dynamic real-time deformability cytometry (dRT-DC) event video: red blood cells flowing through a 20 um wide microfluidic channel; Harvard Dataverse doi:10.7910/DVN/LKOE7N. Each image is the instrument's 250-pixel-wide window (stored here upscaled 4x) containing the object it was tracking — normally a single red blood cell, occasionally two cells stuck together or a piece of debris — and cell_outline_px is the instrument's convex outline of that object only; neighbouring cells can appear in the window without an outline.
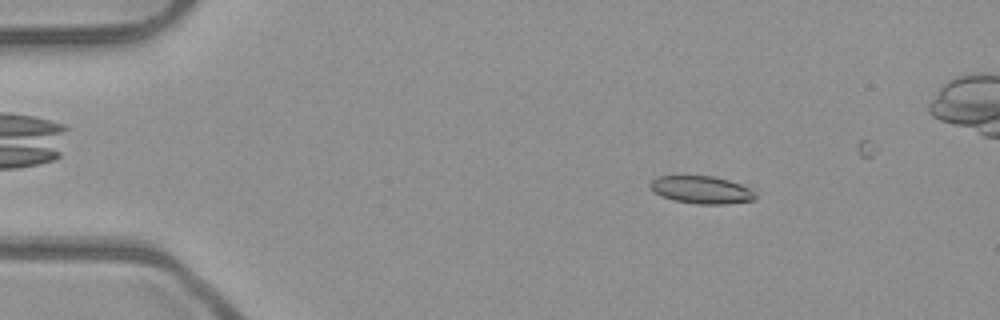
{"species": "common noctule bat (a hibernating species)", "species_latin": "Nyctalus noctula", "temperature_condition": "room temperature", "stored_images_in_passage": 14, "camera_frame_rate_fps": 3000, "um_per_image_px": 0.085, "animal": {"sex": "male", "body_mass_g": 23.1, "forearm_length_mm": 52.7}, "frame": {"image": 1, "passage_image": 8, "time_ms": 2.333, "image_size_px": [1000, 320], "cell_outline_px": [[756, 200], [724, 204], [696, 204], [672, 200], [660, 196], [652, 192], [648, 188], [648, 184], [652, 180], [660, 176], [712, 176], [728, 180], [740, 184], [756, 192]], "centroid_in_image_um": [59.58, 16.14], "position_along_channel_um": 25.4, "area_um2": 17.11}}